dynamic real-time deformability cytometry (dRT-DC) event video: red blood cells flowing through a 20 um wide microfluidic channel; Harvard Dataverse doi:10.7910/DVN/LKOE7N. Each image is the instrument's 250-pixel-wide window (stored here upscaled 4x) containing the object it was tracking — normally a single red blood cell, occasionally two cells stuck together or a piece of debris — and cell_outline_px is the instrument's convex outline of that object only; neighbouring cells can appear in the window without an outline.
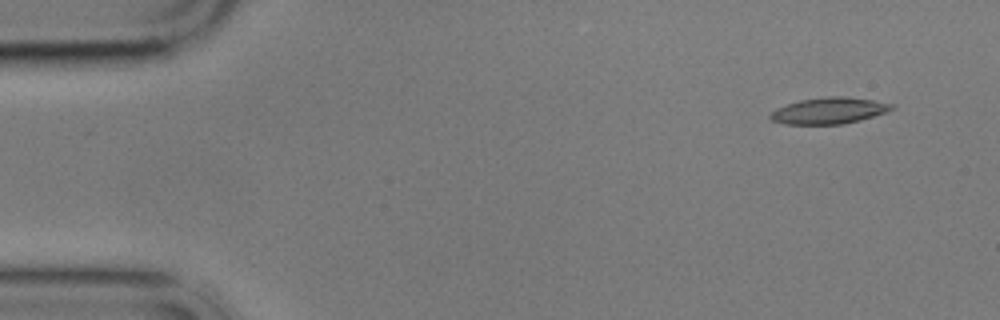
{"species": "common noctule bat (a hibernating species)", "species_latin": "Nyctalus noctula", "temperature_condition": "cold", "stored_images_in_passage": 11, "camera_frame_rate_fps": 3000, "um_per_image_px": 0.085, "animal": {"sex": "male", "body_mass_g": 17.9}, "frame": {"image": 1, "passage_image": 2, "time_ms": 1.0, "image_size_px": [1000, 320], "cell_outline_px": [[896, 108], [860, 120], [844, 124], [784, 124], [768, 120], [768, 116], [776, 108], [800, 100], [828, 96], [840, 96], [872, 100], [896, 104]], "centroid_in_image_um": [70.44, 9.41], "position_along_channel_um": 14.6, "area_um2": 18.61}}
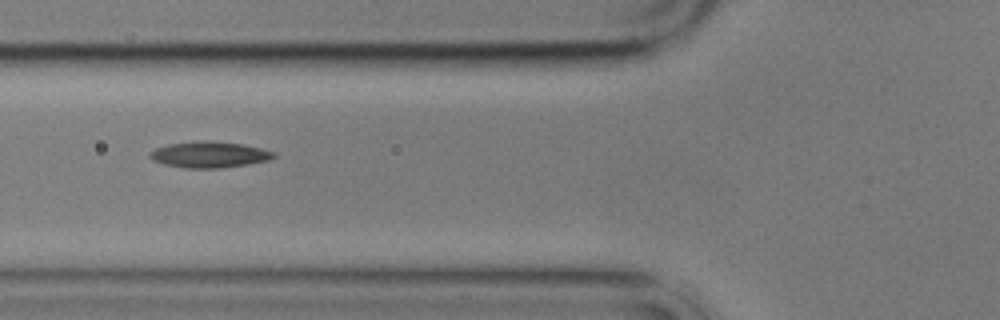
{"frame": {"image": 2, "passage_image": 6, "time_ms": 6.667, "image_size_px": [1000, 320], "cell_outline_px": [[276, 156], [268, 160], [220, 168], [184, 168], [164, 164], [152, 160], [148, 156], [148, 152], [156, 148], [168, 144], [240, 144], [260, 148], [276, 152]], "centroid_in_image_um": [17.76, 13.2], "position_along_channel_um": 108.0, "area_um2": 17.63}}
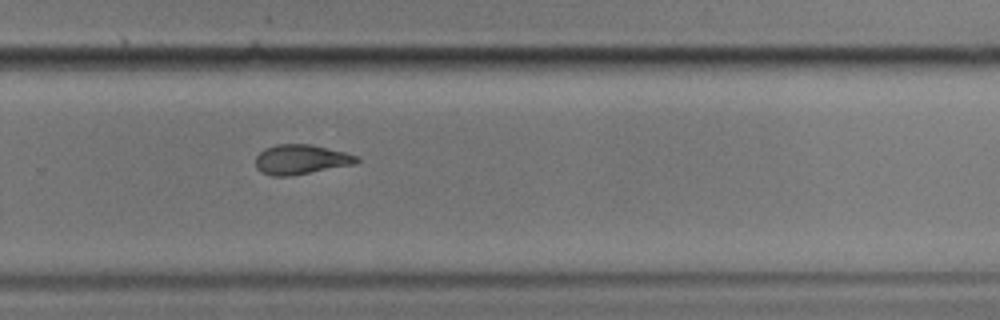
{"frame": {"image": 3, "passage_image": 11, "time_ms": 12.333, "image_size_px": [1000, 320], "cell_outline_px": [[360, 160], [356, 164], [292, 176], [272, 176], [260, 172], [256, 168], [256, 156], [264, 148], [276, 144], [312, 144], [360, 156]], "centroid_in_image_um": [25.59, 13.56], "position_along_channel_um": 304.2, "area_um2": 17.8}}